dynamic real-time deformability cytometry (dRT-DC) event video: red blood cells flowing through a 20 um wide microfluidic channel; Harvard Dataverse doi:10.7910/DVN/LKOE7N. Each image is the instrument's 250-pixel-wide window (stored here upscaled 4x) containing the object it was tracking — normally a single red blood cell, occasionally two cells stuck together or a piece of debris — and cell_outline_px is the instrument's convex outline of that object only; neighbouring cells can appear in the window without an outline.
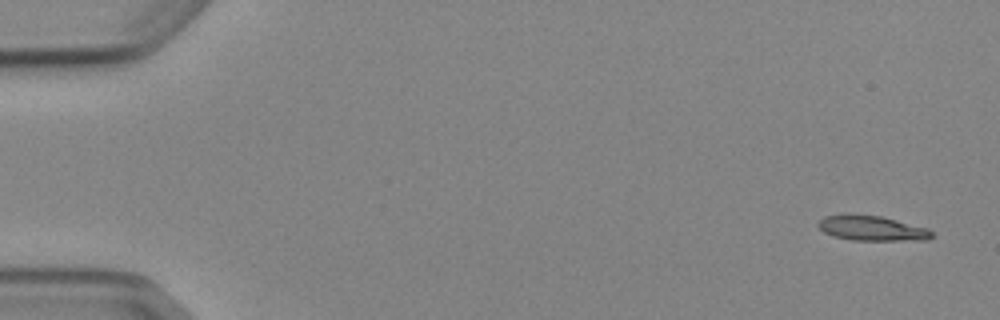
{"species": "Egyptian fruit bat (a non-hibernating species)", "species_latin": "Rousettus aegyptiacus", "temperature_condition": "cold", "stored_images_in_passage": 8, "camera_frame_rate_fps": 3000, "um_per_image_px": 0.085, "animal": {"sex": "female"}, "frame": {"image": 1, "passage_image": 1, "time_ms": 0.0, "image_size_px": [1000, 320], "cell_outline_px": [[932, 236], [928, 240], [852, 240], [832, 236], [824, 232], [816, 224], [824, 216], [880, 216], [928, 228], [932, 232]], "centroid_in_image_um": [74.14, 19.43], "position_along_channel_um": 10.9, "area_um2": 16.01}}
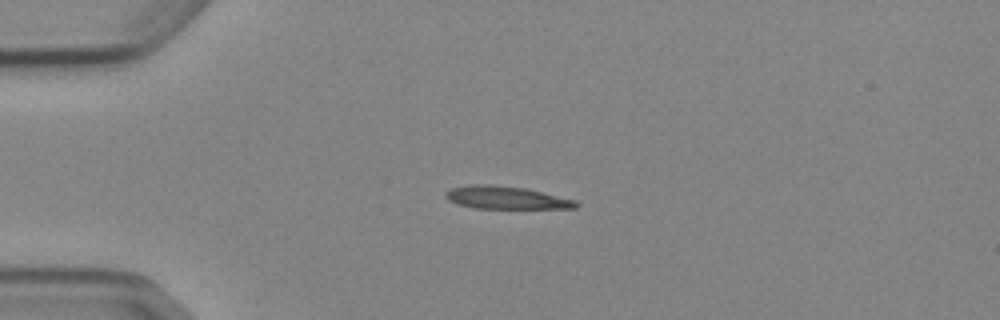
{"frame": {"image": 2, "passage_image": 4, "time_ms": 3.667, "image_size_px": [1000, 320], "cell_outline_px": [[580, 204], [576, 208], [472, 208], [448, 200], [444, 196], [444, 192], [452, 188], [468, 184], [488, 184], [524, 188], [576, 200]], "centroid_in_image_um": [42.99, 16.8], "position_along_channel_um": 42.0, "area_um2": 17.17}}
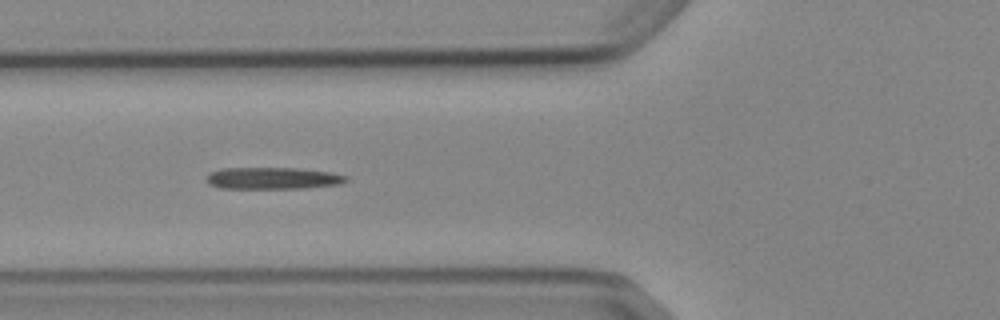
{"frame": {"image": 3, "passage_image": 6, "time_ms": 6.0, "image_size_px": [1000, 320], "cell_outline_px": [[348, 180], [340, 184], [304, 188], [220, 188], [208, 184], [204, 180], [212, 172], [220, 168], [300, 168], [332, 172], [348, 176]], "centroid_in_image_um": [23.2, 15.14], "position_along_channel_um": 102.6, "area_um2": 17.86}}